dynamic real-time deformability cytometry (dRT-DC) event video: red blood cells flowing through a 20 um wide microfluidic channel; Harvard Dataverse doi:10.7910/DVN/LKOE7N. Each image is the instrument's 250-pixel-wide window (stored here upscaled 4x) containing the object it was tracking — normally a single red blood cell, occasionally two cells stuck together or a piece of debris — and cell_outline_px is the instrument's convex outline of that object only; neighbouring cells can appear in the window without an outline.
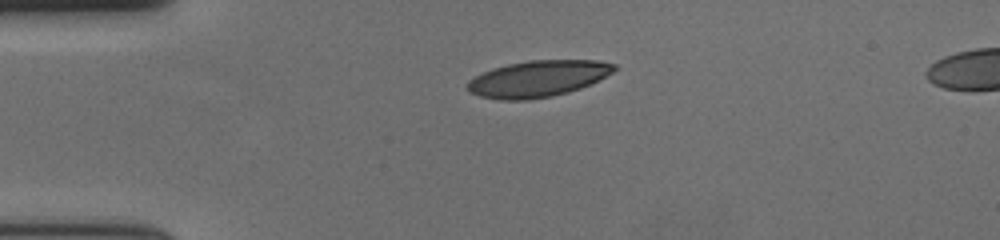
{"species": "human", "species_latin": "Homo sapiens", "temperature_condition": "cold", "stored_images_in_passage": 44, "camera_frame_rate_fps": 3000, "um_per_image_px": 0.085, "donor": {"sex": "female"}, "frame": {"image": 1, "passage_image": 1, "time_ms": 0.0, "image_size_px": [1000, 240], "cell_outline_px": [[616, 68], [612, 72], [580, 88], [568, 92], [552, 96], [528, 100], [500, 100], [480, 96], [472, 92], [468, 88], [468, 80], [492, 68], [508, 64], [528, 60], [596, 60], [616, 64]], "centroid_in_image_um": [45.71, 6.68], "position_along_channel_um": 39.3, "area_um2": 30.75}}
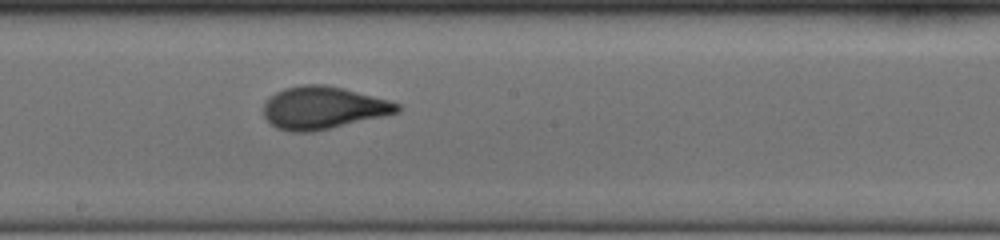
{"frame": {"image": 2, "passage_image": 19, "time_ms": 6.0, "image_size_px": [1000, 240], "cell_outline_px": [[400, 112], [312, 132], [292, 132], [276, 128], [264, 116], [264, 100], [268, 96], [284, 88], [304, 84], [324, 84], [344, 88], [388, 100], [400, 104]], "centroid_in_image_um": [27.43, 9.15], "position_along_channel_um": 220.8, "area_um2": 33.06}}
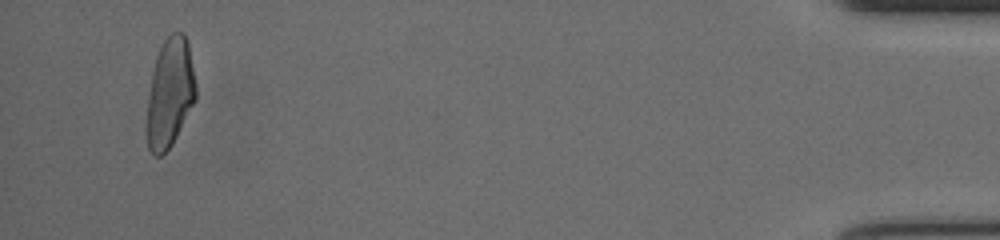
{"frame": {"image": 3, "passage_image": 42, "time_ms": 13.667, "image_size_px": [1000, 240], "cell_outline_px": [[196, 100], [172, 144], [160, 156], [156, 156], [148, 148], [148, 100], [152, 72], [156, 56], [160, 44], [172, 32], [184, 32], [188, 40], [196, 84]], "centroid_in_image_um": [14.47, 7.83], "position_along_channel_um": 420.7, "area_um2": 30.98}, "authors_computed_cell_mechanics": {"area_um2": 31.9056, "velocity_mm_per_s": 3.6507, "shape_relaxation_time_tau1_ms": 5.3066, "shape_relaxation_time_tau2_ms": 0.8622, "deformation_change_tau1": 0.1979, "deformation_change_tau2": 0.0654}}